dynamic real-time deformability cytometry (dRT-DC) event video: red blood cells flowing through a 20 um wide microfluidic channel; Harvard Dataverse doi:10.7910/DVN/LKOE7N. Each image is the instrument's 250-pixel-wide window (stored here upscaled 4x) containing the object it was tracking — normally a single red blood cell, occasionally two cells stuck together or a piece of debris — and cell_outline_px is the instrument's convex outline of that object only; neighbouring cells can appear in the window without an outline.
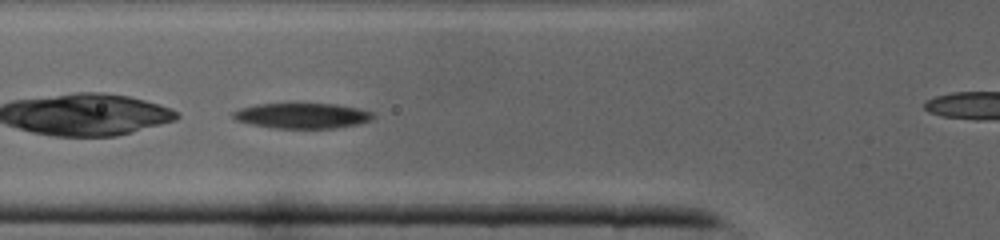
{"species": "common noctule bat (a hibernating species)", "species_latin": "Nyctalus noctula", "temperature_condition": "cold", "stored_images_in_passage": 38, "camera_frame_rate_fps": 3000, "um_per_image_px": 0.085, "animal": {"sex": "male", "body_mass_g": 19.0, "forearm_length_mm": 50.8}, "frame": {"image": 1, "passage_image": 9, "time_ms": 2.667, "image_size_px": [1000, 240], "cell_outline_px": [[376, 116], [372, 120], [356, 124], [336, 128], [272, 128], [252, 124], [236, 120], [232, 116], [232, 112], [240, 108], [256, 104], [336, 104], [356, 108], [372, 112]], "centroid_in_image_um": [25.68, 9.84], "position_along_channel_um": 100.1, "area_um2": 20.58}}
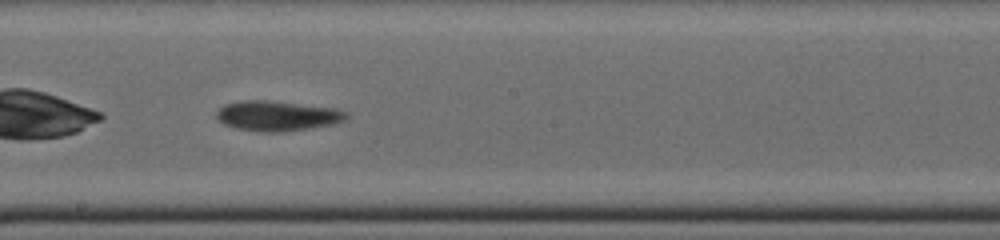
{"frame": {"image": 2, "passage_image": 17, "time_ms": 5.333, "image_size_px": [1000, 240], "cell_outline_px": [[348, 116], [344, 120], [332, 124], [308, 128], [280, 132], [260, 132], [240, 128], [224, 124], [216, 116], [216, 112], [224, 104], [248, 100], [264, 100], [332, 108], [348, 112]], "centroid_in_image_um": [23.55, 9.85], "position_along_channel_um": 224.6, "area_um2": 22.2}}
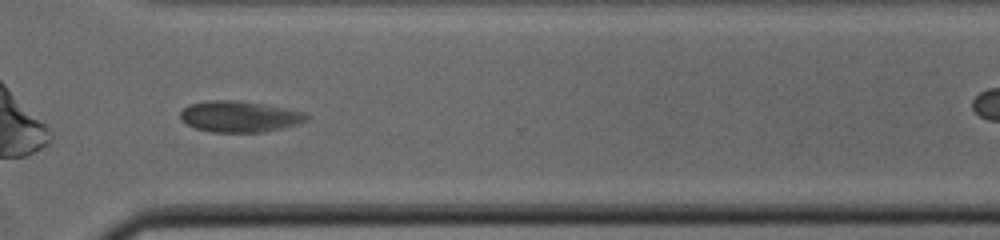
{"frame": {"image": 3, "passage_image": 25, "time_ms": 8.0, "image_size_px": [1000, 240], "cell_outline_px": [[312, 116], [296, 124], [264, 132], [212, 132], [196, 128], [180, 120], [180, 112], [188, 104], [208, 100], [236, 100], [260, 104], [304, 112]], "centroid_in_image_um": [20.3, 9.9], "position_along_channel_um": 350.3, "area_um2": 22.6}}